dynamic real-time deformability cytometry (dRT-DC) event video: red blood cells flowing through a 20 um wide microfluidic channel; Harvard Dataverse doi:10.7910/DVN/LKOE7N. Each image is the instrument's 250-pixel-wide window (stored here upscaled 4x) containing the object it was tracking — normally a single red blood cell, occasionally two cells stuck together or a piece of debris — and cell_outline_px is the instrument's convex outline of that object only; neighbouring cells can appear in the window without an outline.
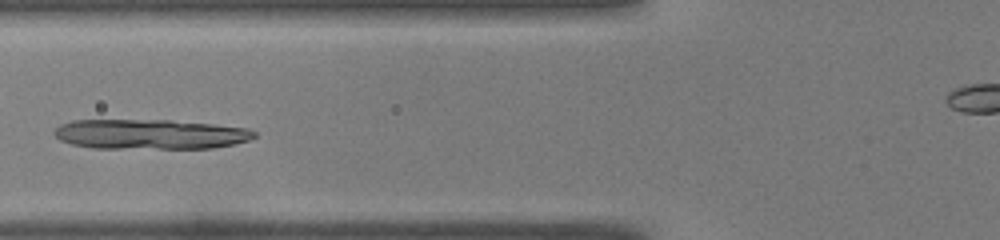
{"species": "common noctule bat (a hibernating species)", "species_latin": "Nyctalus noctula", "temperature_condition": "warm", "stored_images_in_passage": 44, "camera_frame_rate_fps": 3000, "um_per_image_px": 0.085, "animal": {"sex": "male", "body_mass_g": 19.0, "forearm_length_mm": 50.8}, "frame": {"image": 1, "passage_image": 13, "time_ms": 4.0, "image_size_px": [1000, 240], "cell_outline_px": [[256, 136], [248, 140], [236, 144], [212, 148], [92, 148], [72, 144], [60, 140], [52, 132], [60, 124], [72, 120], [172, 120], [212, 124], [248, 128], [256, 132]], "centroid_in_image_um": [12.76, 11.41], "position_along_channel_um": 113.0, "area_um2": 34.97}}
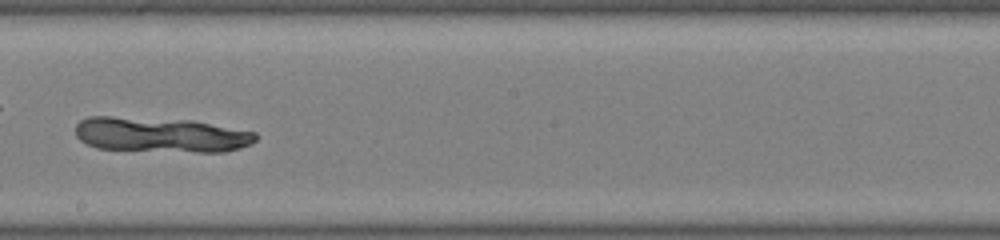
{"frame": {"image": 2, "passage_image": 22, "time_ms": 7.0, "image_size_px": [1000, 240], "cell_outline_px": [[256, 140], [252, 144], [240, 148], [224, 152], [196, 152], [96, 148], [80, 140], [76, 136], [76, 124], [80, 120], [88, 116], [112, 116], [192, 120], [256, 132]], "centroid_in_image_um": [13.66, 11.45], "position_along_channel_um": 234.5, "area_um2": 36.93}}
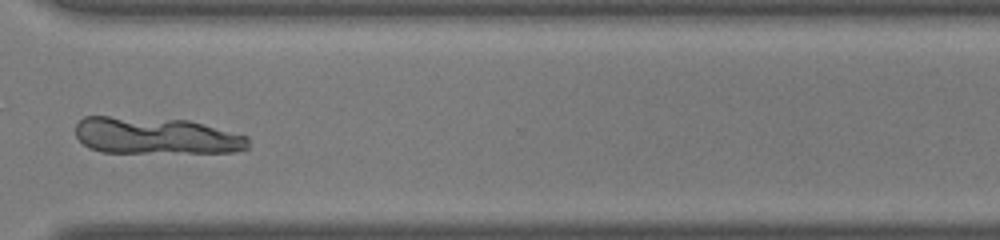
{"frame": {"image": 3, "passage_image": 31, "time_ms": 10.0, "image_size_px": [1000, 240], "cell_outline_px": [[248, 148], [236, 152], [100, 152], [88, 148], [76, 136], [76, 124], [84, 116], [108, 116], [188, 120], [248, 136]], "centroid_in_image_um": [13.22, 11.54], "position_along_channel_um": 357.4, "area_um2": 36.93}}